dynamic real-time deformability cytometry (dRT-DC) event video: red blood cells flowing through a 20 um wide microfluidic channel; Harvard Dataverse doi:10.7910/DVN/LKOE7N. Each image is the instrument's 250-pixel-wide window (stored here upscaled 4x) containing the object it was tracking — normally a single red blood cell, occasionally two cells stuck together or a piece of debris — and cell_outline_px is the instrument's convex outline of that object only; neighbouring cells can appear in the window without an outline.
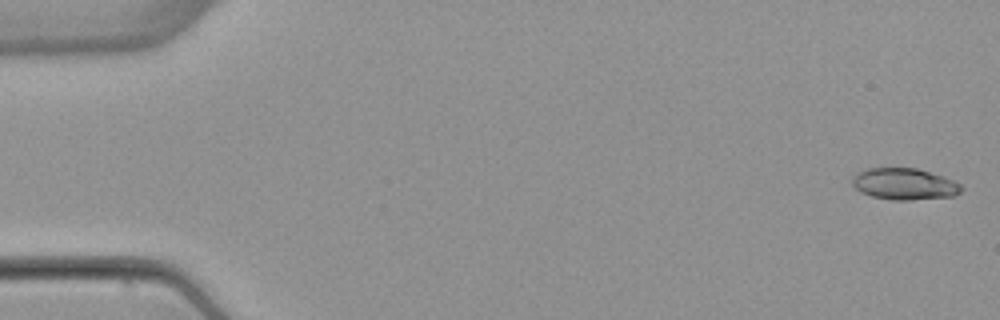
{"species": "common noctule bat (a hibernating species)", "species_latin": "Nyctalus noctula", "temperature_condition": "warm", "stored_images_in_passage": 53, "camera_frame_rate_fps": 3000, "um_per_image_px": 0.085, "animal": {"sex": "female", "body_mass_g": 22.7, "forearm_length_mm": 54.2}, "frame": {"image": 1, "passage_image": 1, "time_ms": 0.0, "image_size_px": [1000, 320], "cell_outline_px": [[964, 188], [960, 192], [952, 196], [908, 200], [892, 200], [872, 196], [860, 192], [852, 184], [852, 180], [856, 172], [868, 168], [916, 168], [944, 176], [960, 184]], "centroid_in_image_um": [76.86, 15.63], "position_along_channel_um": 8.1, "area_um2": 20.0}}
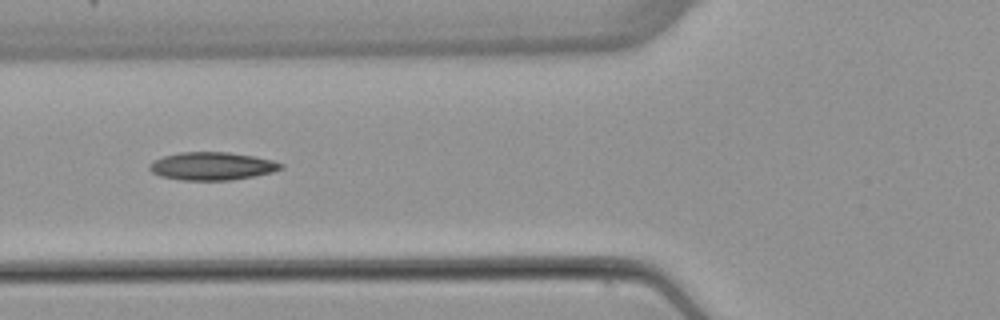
{"frame": {"image": 2, "passage_image": 20, "time_ms": 6.333, "image_size_px": [1000, 320], "cell_outline_px": [[284, 168], [272, 172], [252, 176], [228, 180], [180, 180], [160, 176], [152, 172], [148, 168], [148, 164], [164, 156], [180, 152], [228, 152], [252, 156], [272, 160], [284, 164]], "centroid_in_image_um": [18.01, 14.12], "position_along_channel_um": 107.8, "area_um2": 21.27}}
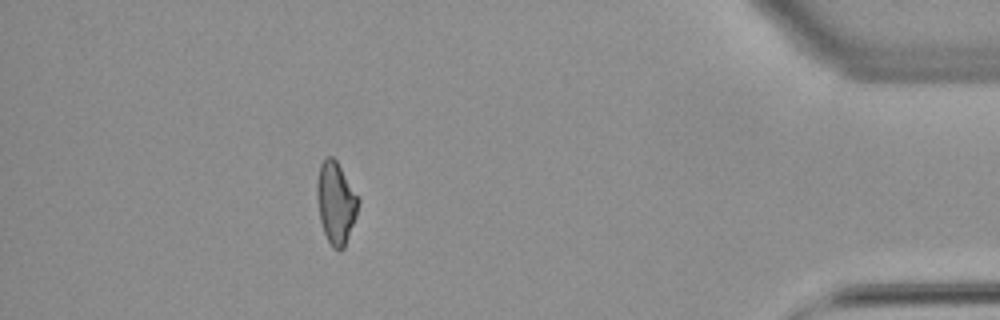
{"frame": {"image": 3, "passage_image": 47, "time_ms": 15.333, "image_size_px": [1000, 320], "cell_outline_px": [[360, 204], [356, 216], [344, 248], [340, 252], [332, 248], [324, 232], [320, 220], [316, 196], [316, 184], [320, 164], [328, 156], [332, 156], [336, 160], [360, 200]], "centroid_in_image_um": [28.54, 17.26], "position_along_channel_um": 406.7, "area_um2": 19.71}, "authors_computed_cell_mechanics": {"area_um2": 20.1722, "velocity_mm_per_s": 3.8827, "shape_relaxation_time_tau1_ms": null, "shape_relaxation_time_tau2_ms": 2.8994, "deformation_change_tau1": null, "deformation_change_tau2": 0.0924}}